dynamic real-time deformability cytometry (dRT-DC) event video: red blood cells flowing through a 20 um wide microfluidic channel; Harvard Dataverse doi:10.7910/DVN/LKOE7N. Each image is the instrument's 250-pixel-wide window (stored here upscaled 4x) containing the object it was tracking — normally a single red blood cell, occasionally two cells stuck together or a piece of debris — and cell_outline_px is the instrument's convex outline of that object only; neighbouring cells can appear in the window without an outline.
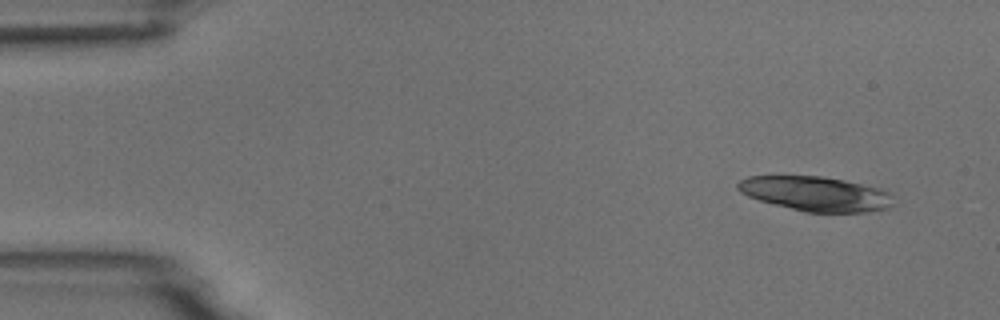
{"species": "common noctule bat (a hibernating species)", "species_latin": "Nyctalus noctula", "temperature_condition": "room temperature", "stored_images_in_passage": 5, "camera_frame_rate_fps": 3000, "um_per_image_px": 0.085, "animal": {"sex": "male", "body_mass_g": 18.8}, "frame": {"image": 1, "passage_image": 1, "time_ms": 0.0, "image_size_px": [1000, 320], "cell_outline_px": [[896, 204], [888, 208], [864, 212], [804, 212], [760, 200], [748, 196], [740, 192], [736, 188], [736, 184], [740, 180], [748, 176], [820, 176], [844, 180], [880, 188], [888, 192]], "centroid_in_image_um": [69.34, 16.47], "position_along_channel_um": 15.7, "area_um2": 31.33}}
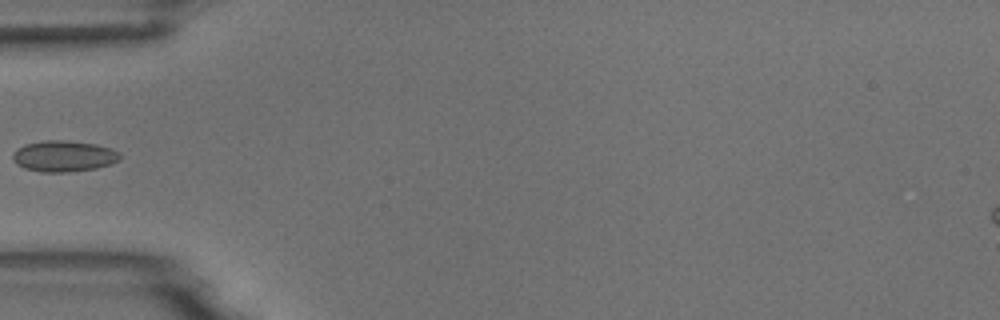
{"frame": {"image": 2, "passage_image": 5, "time_ms": 4.667, "image_size_px": [1000, 320], "cell_outline_px": [[120, 160], [112, 164], [96, 168], [68, 172], [40, 172], [24, 168], [16, 164], [12, 160], [12, 156], [16, 148], [24, 144], [44, 140], [64, 140], [96, 144], [112, 148], [120, 152]], "centroid_in_image_um": [5.41, 13.27], "position_along_channel_um": 79.6, "area_um2": 19.71}}